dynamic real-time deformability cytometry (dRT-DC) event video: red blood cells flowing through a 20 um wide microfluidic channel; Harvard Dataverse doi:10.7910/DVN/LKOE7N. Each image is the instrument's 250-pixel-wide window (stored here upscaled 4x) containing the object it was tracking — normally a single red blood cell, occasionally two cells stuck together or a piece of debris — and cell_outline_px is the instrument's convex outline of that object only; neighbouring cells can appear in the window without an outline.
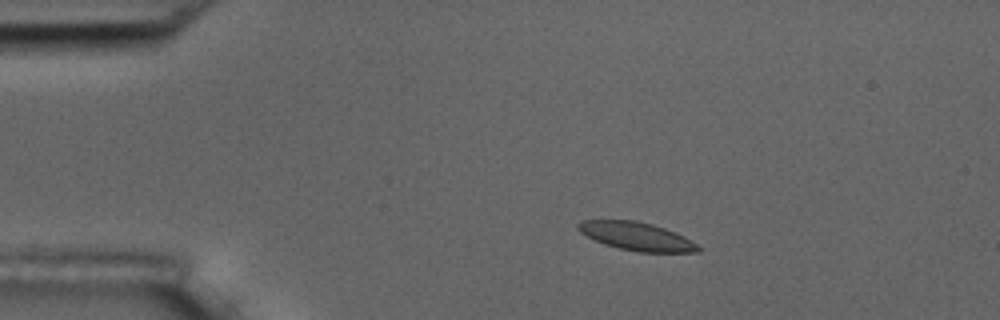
{"species": "common noctule bat (a hibernating species)", "species_latin": "Nyctalus noctula", "temperature_condition": "room temperature", "stored_images_in_passage": 5, "camera_frame_rate_fps": 3000, "um_per_image_px": 0.085, "animal": {"sex": "male", "body_mass_g": 17.5, "forearm_length_mm": 52.3}, "frame": {"image": 1, "passage_image": 2, "time_ms": 0.333, "image_size_px": [1000, 320], "cell_outline_px": [[700, 252], [640, 252], [620, 248], [604, 244], [580, 232], [576, 228], [576, 224], [580, 220], [636, 220], [652, 224], [664, 228], [684, 236], [696, 244], [700, 248]], "centroid_in_image_um": [54.08, 20.07], "position_along_channel_um": 30.9, "area_um2": 19.59}}
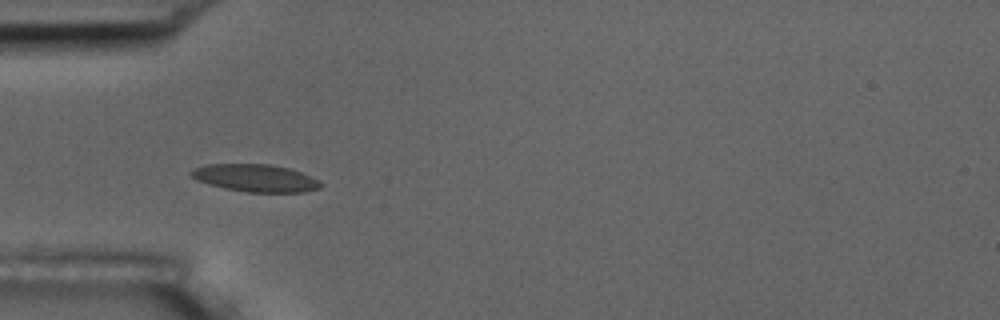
{"frame": {"image": 2, "passage_image": 4, "time_ms": 1.0, "image_size_px": [1000, 320], "cell_outline_px": [[324, 184], [320, 188], [304, 192], [248, 192], [224, 188], [208, 184], [196, 180], [188, 176], [188, 172], [192, 168], [204, 164], [268, 164], [288, 168], [300, 172], [320, 180]], "centroid_in_image_um": [21.66, 15.13], "position_along_channel_um": 63.3, "area_um2": 20.98}}